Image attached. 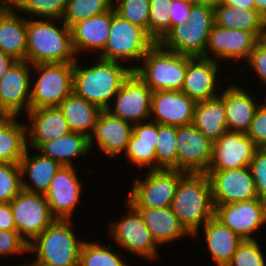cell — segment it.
<instances>
[{"label":"cell","instance_id":"obj_53","mask_svg":"<svg viewBox=\"0 0 266 266\" xmlns=\"http://www.w3.org/2000/svg\"><path fill=\"white\" fill-rule=\"evenodd\" d=\"M255 10L266 20V0H254Z\"/></svg>","mask_w":266,"mask_h":266},{"label":"cell","instance_id":"obj_4","mask_svg":"<svg viewBox=\"0 0 266 266\" xmlns=\"http://www.w3.org/2000/svg\"><path fill=\"white\" fill-rule=\"evenodd\" d=\"M70 225L71 220L56 219L29 242L28 250L37 251L32 266H79L84 241L77 240Z\"/></svg>","mask_w":266,"mask_h":266},{"label":"cell","instance_id":"obj_49","mask_svg":"<svg viewBox=\"0 0 266 266\" xmlns=\"http://www.w3.org/2000/svg\"><path fill=\"white\" fill-rule=\"evenodd\" d=\"M192 3L190 1L171 0L170 19L171 28L184 23L190 14Z\"/></svg>","mask_w":266,"mask_h":266},{"label":"cell","instance_id":"obj_30","mask_svg":"<svg viewBox=\"0 0 266 266\" xmlns=\"http://www.w3.org/2000/svg\"><path fill=\"white\" fill-rule=\"evenodd\" d=\"M192 124L212 142L228 131L224 98L220 95L197 102Z\"/></svg>","mask_w":266,"mask_h":266},{"label":"cell","instance_id":"obj_46","mask_svg":"<svg viewBox=\"0 0 266 266\" xmlns=\"http://www.w3.org/2000/svg\"><path fill=\"white\" fill-rule=\"evenodd\" d=\"M258 148L266 147V103L258 106L246 133Z\"/></svg>","mask_w":266,"mask_h":266},{"label":"cell","instance_id":"obj_51","mask_svg":"<svg viewBox=\"0 0 266 266\" xmlns=\"http://www.w3.org/2000/svg\"><path fill=\"white\" fill-rule=\"evenodd\" d=\"M220 3L231 5L239 9H255L254 0H221Z\"/></svg>","mask_w":266,"mask_h":266},{"label":"cell","instance_id":"obj_11","mask_svg":"<svg viewBox=\"0 0 266 266\" xmlns=\"http://www.w3.org/2000/svg\"><path fill=\"white\" fill-rule=\"evenodd\" d=\"M177 170L206 173L213 155V142L193 124L177 126Z\"/></svg>","mask_w":266,"mask_h":266},{"label":"cell","instance_id":"obj_22","mask_svg":"<svg viewBox=\"0 0 266 266\" xmlns=\"http://www.w3.org/2000/svg\"><path fill=\"white\" fill-rule=\"evenodd\" d=\"M27 113L33 123L31 126H26V134L31 137L29 143L34 149H37L42 143L71 132L63 112L58 106L29 109Z\"/></svg>","mask_w":266,"mask_h":266},{"label":"cell","instance_id":"obj_2","mask_svg":"<svg viewBox=\"0 0 266 266\" xmlns=\"http://www.w3.org/2000/svg\"><path fill=\"white\" fill-rule=\"evenodd\" d=\"M97 61L96 65L84 69L74 62L73 92L106 110L133 67H122L117 61L99 57Z\"/></svg>","mask_w":266,"mask_h":266},{"label":"cell","instance_id":"obj_12","mask_svg":"<svg viewBox=\"0 0 266 266\" xmlns=\"http://www.w3.org/2000/svg\"><path fill=\"white\" fill-rule=\"evenodd\" d=\"M214 207V217L243 240H254L251 234L266 222V200L261 198Z\"/></svg>","mask_w":266,"mask_h":266},{"label":"cell","instance_id":"obj_26","mask_svg":"<svg viewBox=\"0 0 266 266\" xmlns=\"http://www.w3.org/2000/svg\"><path fill=\"white\" fill-rule=\"evenodd\" d=\"M9 6L0 12V49L16 61H26L27 20L20 19Z\"/></svg>","mask_w":266,"mask_h":266},{"label":"cell","instance_id":"obj_13","mask_svg":"<svg viewBox=\"0 0 266 266\" xmlns=\"http://www.w3.org/2000/svg\"><path fill=\"white\" fill-rule=\"evenodd\" d=\"M152 93L136 72L132 71L115 95V109L112 111L108 107L106 110L131 124L140 123L151 116Z\"/></svg>","mask_w":266,"mask_h":266},{"label":"cell","instance_id":"obj_18","mask_svg":"<svg viewBox=\"0 0 266 266\" xmlns=\"http://www.w3.org/2000/svg\"><path fill=\"white\" fill-rule=\"evenodd\" d=\"M197 102L182 91H154L150 114L158 124L185 126L192 124Z\"/></svg>","mask_w":266,"mask_h":266},{"label":"cell","instance_id":"obj_35","mask_svg":"<svg viewBox=\"0 0 266 266\" xmlns=\"http://www.w3.org/2000/svg\"><path fill=\"white\" fill-rule=\"evenodd\" d=\"M15 118L0 131V163L18 164L28 146L27 125L17 123Z\"/></svg>","mask_w":266,"mask_h":266},{"label":"cell","instance_id":"obj_42","mask_svg":"<svg viewBox=\"0 0 266 266\" xmlns=\"http://www.w3.org/2000/svg\"><path fill=\"white\" fill-rule=\"evenodd\" d=\"M115 11L123 19L144 28L148 33L150 0H118Z\"/></svg>","mask_w":266,"mask_h":266},{"label":"cell","instance_id":"obj_36","mask_svg":"<svg viewBox=\"0 0 266 266\" xmlns=\"http://www.w3.org/2000/svg\"><path fill=\"white\" fill-rule=\"evenodd\" d=\"M177 126L158 124L157 136V170H177V147H176Z\"/></svg>","mask_w":266,"mask_h":266},{"label":"cell","instance_id":"obj_43","mask_svg":"<svg viewBox=\"0 0 266 266\" xmlns=\"http://www.w3.org/2000/svg\"><path fill=\"white\" fill-rule=\"evenodd\" d=\"M259 246L255 239L243 240L227 266H266Z\"/></svg>","mask_w":266,"mask_h":266},{"label":"cell","instance_id":"obj_33","mask_svg":"<svg viewBox=\"0 0 266 266\" xmlns=\"http://www.w3.org/2000/svg\"><path fill=\"white\" fill-rule=\"evenodd\" d=\"M58 107L63 112L71 132L84 134L88 138L91 137L102 111L100 107L77 96L74 92L69 94Z\"/></svg>","mask_w":266,"mask_h":266},{"label":"cell","instance_id":"obj_1","mask_svg":"<svg viewBox=\"0 0 266 266\" xmlns=\"http://www.w3.org/2000/svg\"><path fill=\"white\" fill-rule=\"evenodd\" d=\"M171 208L184 228L196 237L200 225L214 216L209 176L206 173H186L179 180Z\"/></svg>","mask_w":266,"mask_h":266},{"label":"cell","instance_id":"obj_20","mask_svg":"<svg viewBox=\"0 0 266 266\" xmlns=\"http://www.w3.org/2000/svg\"><path fill=\"white\" fill-rule=\"evenodd\" d=\"M132 133L133 125L130 122L102 110L89 137V147L92 148L93 140L96 138L99 150L110 157H116L126 150Z\"/></svg>","mask_w":266,"mask_h":266},{"label":"cell","instance_id":"obj_8","mask_svg":"<svg viewBox=\"0 0 266 266\" xmlns=\"http://www.w3.org/2000/svg\"><path fill=\"white\" fill-rule=\"evenodd\" d=\"M186 172L176 169L149 170L145 181L135 180L128 202L135 208L170 207L179 180Z\"/></svg>","mask_w":266,"mask_h":266},{"label":"cell","instance_id":"obj_44","mask_svg":"<svg viewBox=\"0 0 266 266\" xmlns=\"http://www.w3.org/2000/svg\"><path fill=\"white\" fill-rule=\"evenodd\" d=\"M249 167L258 197L266 200V147L256 149Z\"/></svg>","mask_w":266,"mask_h":266},{"label":"cell","instance_id":"obj_25","mask_svg":"<svg viewBox=\"0 0 266 266\" xmlns=\"http://www.w3.org/2000/svg\"><path fill=\"white\" fill-rule=\"evenodd\" d=\"M224 98L228 131L247 133L259 105L241 87L232 85L221 94Z\"/></svg>","mask_w":266,"mask_h":266},{"label":"cell","instance_id":"obj_9","mask_svg":"<svg viewBox=\"0 0 266 266\" xmlns=\"http://www.w3.org/2000/svg\"><path fill=\"white\" fill-rule=\"evenodd\" d=\"M10 206L16 230L27 243L40 235L56 220L50 212L44 194L22 190L12 199ZM24 236H27V239Z\"/></svg>","mask_w":266,"mask_h":266},{"label":"cell","instance_id":"obj_14","mask_svg":"<svg viewBox=\"0 0 266 266\" xmlns=\"http://www.w3.org/2000/svg\"><path fill=\"white\" fill-rule=\"evenodd\" d=\"M128 216L112 224L110 232L119 246L137 255L155 258L158 245L144 223L141 213L128 202Z\"/></svg>","mask_w":266,"mask_h":266},{"label":"cell","instance_id":"obj_56","mask_svg":"<svg viewBox=\"0 0 266 266\" xmlns=\"http://www.w3.org/2000/svg\"><path fill=\"white\" fill-rule=\"evenodd\" d=\"M0 3V12H2L9 6L8 4H10V0H1Z\"/></svg>","mask_w":266,"mask_h":266},{"label":"cell","instance_id":"obj_28","mask_svg":"<svg viewBox=\"0 0 266 266\" xmlns=\"http://www.w3.org/2000/svg\"><path fill=\"white\" fill-rule=\"evenodd\" d=\"M142 215L145 225L159 245L191 235L181 224L180 219L170 207L136 208Z\"/></svg>","mask_w":266,"mask_h":266},{"label":"cell","instance_id":"obj_55","mask_svg":"<svg viewBox=\"0 0 266 266\" xmlns=\"http://www.w3.org/2000/svg\"><path fill=\"white\" fill-rule=\"evenodd\" d=\"M15 116L8 113L0 115V131L14 118Z\"/></svg>","mask_w":266,"mask_h":266},{"label":"cell","instance_id":"obj_17","mask_svg":"<svg viewBox=\"0 0 266 266\" xmlns=\"http://www.w3.org/2000/svg\"><path fill=\"white\" fill-rule=\"evenodd\" d=\"M72 166H61L45 194L55 219L70 220L81 197L82 184Z\"/></svg>","mask_w":266,"mask_h":266},{"label":"cell","instance_id":"obj_40","mask_svg":"<svg viewBox=\"0 0 266 266\" xmlns=\"http://www.w3.org/2000/svg\"><path fill=\"white\" fill-rule=\"evenodd\" d=\"M171 0H150L148 34L158 43L171 29Z\"/></svg>","mask_w":266,"mask_h":266},{"label":"cell","instance_id":"obj_45","mask_svg":"<svg viewBox=\"0 0 266 266\" xmlns=\"http://www.w3.org/2000/svg\"><path fill=\"white\" fill-rule=\"evenodd\" d=\"M185 24L196 29H212L215 24L214 8L207 5L192 4Z\"/></svg>","mask_w":266,"mask_h":266},{"label":"cell","instance_id":"obj_32","mask_svg":"<svg viewBox=\"0 0 266 266\" xmlns=\"http://www.w3.org/2000/svg\"><path fill=\"white\" fill-rule=\"evenodd\" d=\"M215 24L219 27L252 31L260 40L266 34V20L255 9H239L220 3L214 8Z\"/></svg>","mask_w":266,"mask_h":266},{"label":"cell","instance_id":"obj_48","mask_svg":"<svg viewBox=\"0 0 266 266\" xmlns=\"http://www.w3.org/2000/svg\"><path fill=\"white\" fill-rule=\"evenodd\" d=\"M248 63L266 84V40L261 39L251 51Z\"/></svg>","mask_w":266,"mask_h":266},{"label":"cell","instance_id":"obj_15","mask_svg":"<svg viewBox=\"0 0 266 266\" xmlns=\"http://www.w3.org/2000/svg\"><path fill=\"white\" fill-rule=\"evenodd\" d=\"M30 63L16 61L0 78V109L3 113L15 117L20 114L25 106V111L30 109Z\"/></svg>","mask_w":266,"mask_h":266},{"label":"cell","instance_id":"obj_47","mask_svg":"<svg viewBox=\"0 0 266 266\" xmlns=\"http://www.w3.org/2000/svg\"><path fill=\"white\" fill-rule=\"evenodd\" d=\"M27 241L18 231L0 230V254L7 255L10 253L29 252Z\"/></svg>","mask_w":266,"mask_h":266},{"label":"cell","instance_id":"obj_41","mask_svg":"<svg viewBox=\"0 0 266 266\" xmlns=\"http://www.w3.org/2000/svg\"><path fill=\"white\" fill-rule=\"evenodd\" d=\"M22 190L19 163H0V203H10Z\"/></svg>","mask_w":266,"mask_h":266},{"label":"cell","instance_id":"obj_23","mask_svg":"<svg viewBox=\"0 0 266 266\" xmlns=\"http://www.w3.org/2000/svg\"><path fill=\"white\" fill-rule=\"evenodd\" d=\"M112 8L102 14L77 22L71 27L72 44L76 55L80 50L103 51L110 33Z\"/></svg>","mask_w":266,"mask_h":266},{"label":"cell","instance_id":"obj_38","mask_svg":"<svg viewBox=\"0 0 266 266\" xmlns=\"http://www.w3.org/2000/svg\"><path fill=\"white\" fill-rule=\"evenodd\" d=\"M110 248L111 245L103 247L98 243L83 242L79 266H127L125 261Z\"/></svg>","mask_w":266,"mask_h":266},{"label":"cell","instance_id":"obj_16","mask_svg":"<svg viewBox=\"0 0 266 266\" xmlns=\"http://www.w3.org/2000/svg\"><path fill=\"white\" fill-rule=\"evenodd\" d=\"M258 147L242 132H225L213 142L212 161L208 170H229L250 165Z\"/></svg>","mask_w":266,"mask_h":266},{"label":"cell","instance_id":"obj_21","mask_svg":"<svg viewBox=\"0 0 266 266\" xmlns=\"http://www.w3.org/2000/svg\"><path fill=\"white\" fill-rule=\"evenodd\" d=\"M217 60L187 55V71L181 91L196 102L215 98Z\"/></svg>","mask_w":266,"mask_h":266},{"label":"cell","instance_id":"obj_50","mask_svg":"<svg viewBox=\"0 0 266 266\" xmlns=\"http://www.w3.org/2000/svg\"><path fill=\"white\" fill-rule=\"evenodd\" d=\"M0 230L17 231L10 203H0Z\"/></svg>","mask_w":266,"mask_h":266},{"label":"cell","instance_id":"obj_24","mask_svg":"<svg viewBox=\"0 0 266 266\" xmlns=\"http://www.w3.org/2000/svg\"><path fill=\"white\" fill-rule=\"evenodd\" d=\"M157 136L158 123L150 120L146 124H133V133L125 150L126 157L139 167L144 165L150 166V170H157Z\"/></svg>","mask_w":266,"mask_h":266},{"label":"cell","instance_id":"obj_39","mask_svg":"<svg viewBox=\"0 0 266 266\" xmlns=\"http://www.w3.org/2000/svg\"><path fill=\"white\" fill-rule=\"evenodd\" d=\"M10 4L26 13L60 20L65 13L67 0H10Z\"/></svg>","mask_w":266,"mask_h":266},{"label":"cell","instance_id":"obj_29","mask_svg":"<svg viewBox=\"0 0 266 266\" xmlns=\"http://www.w3.org/2000/svg\"><path fill=\"white\" fill-rule=\"evenodd\" d=\"M204 231L216 266H227L243 239L214 216L204 224Z\"/></svg>","mask_w":266,"mask_h":266},{"label":"cell","instance_id":"obj_31","mask_svg":"<svg viewBox=\"0 0 266 266\" xmlns=\"http://www.w3.org/2000/svg\"><path fill=\"white\" fill-rule=\"evenodd\" d=\"M28 147L26 148L21 161L19 162L21 175H22V189L28 192L46 194L48 191L49 185L60 169L61 165L52 160L50 157H46L40 153L29 158ZM30 176L32 186L24 181L23 176ZM36 188V189H35Z\"/></svg>","mask_w":266,"mask_h":266},{"label":"cell","instance_id":"obj_34","mask_svg":"<svg viewBox=\"0 0 266 266\" xmlns=\"http://www.w3.org/2000/svg\"><path fill=\"white\" fill-rule=\"evenodd\" d=\"M37 151L58 162L61 166H72L71 158L88 154L89 138L81 133L70 132L65 136L42 143Z\"/></svg>","mask_w":266,"mask_h":266},{"label":"cell","instance_id":"obj_6","mask_svg":"<svg viewBox=\"0 0 266 266\" xmlns=\"http://www.w3.org/2000/svg\"><path fill=\"white\" fill-rule=\"evenodd\" d=\"M155 43L144 28L123 19L113 6L109 37L98 57L117 62L140 60Z\"/></svg>","mask_w":266,"mask_h":266},{"label":"cell","instance_id":"obj_37","mask_svg":"<svg viewBox=\"0 0 266 266\" xmlns=\"http://www.w3.org/2000/svg\"><path fill=\"white\" fill-rule=\"evenodd\" d=\"M112 3V0H67L63 22L71 28L79 21L110 10Z\"/></svg>","mask_w":266,"mask_h":266},{"label":"cell","instance_id":"obj_27","mask_svg":"<svg viewBox=\"0 0 266 266\" xmlns=\"http://www.w3.org/2000/svg\"><path fill=\"white\" fill-rule=\"evenodd\" d=\"M211 29H196L184 23L173 26L158 42L162 47L192 57L205 56Z\"/></svg>","mask_w":266,"mask_h":266},{"label":"cell","instance_id":"obj_54","mask_svg":"<svg viewBox=\"0 0 266 266\" xmlns=\"http://www.w3.org/2000/svg\"><path fill=\"white\" fill-rule=\"evenodd\" d=\"M221 0H190L192 4L207 5L212 8L217 7Z\"/></svg>","mask_w":266,"mask_h":266},{"label":"cell","instance_id":"obj_52","mask_svg":"<svg viewBox=\"0 0 266 266\" xmlns=\"http://www.w3.org/2000/svg\"><path fill=\"white\" fill-rule=\"evenodd\" d=\"M16 60L9 56L8 54L4 53L0 49V78L4 75L7 69L12 66Z\"/></svg>","mask_w":266,"mask_h":266},{"label":"cell","instance_id":"obj_10","mask_svg":"<svg viewBox=\"0 0 266 266\" xmlns=\"http://www.w3.org/2000/svg\"><path fill=\"white\" fill-rule=\"evenodd\" d=\"M214 205L259 198L249 166L229 170H207Z\"/></svg>","mask_w":266,"mask_h":266},{"label":"cell","instance_id":"obj_19","mask_svg":"<svg viewBox=\"0 0 266 266\" xmlns=\"http://www.w3.org/2000/svg\"><path fill=\"white\" fill-rule=\"evenodd\" d=\"M260 39L252 32L213 25L208 36L205 58H210L208 50L218 59H246Z\"/></svg>","mask_w":266,"mask_h":266},{"label":"cell","instance_id":"obj_3","mask_svg":"<svg viewBox=\"0 0 266 266\" xmlns=\"http://www.w3.org/2000/svg\"><path fill=\"white\" fill-rule=\"evenodd\" d=\"M52 19H27L26 61L30 65L38 63H74L75 51L72 33L64 22L62 28L53 24Z\"/></svg>","mask_w":266,"mask_h":266},{"label":"cell","instance_id":"obj_5","mask_svg":"<svg viewBox=\"0 0 266 266\" xmlns=\"http://www.w3.org/2000/svg\"><path fill=\"white\" fill-rule=\"evenodd\" d=\"M142 61L144 65L133 67V71L153 92L181 91L187 71V55L170 51L155 43Z\"/></svg>","mask_w":266,"mask_h":266},{"label":"cell","instance_id":"obj_7","mask_svg":"<svg viewBox=\"0 0 266 266\" xmlns=\"http://www.w3.org/2000/svg\"><path fill=\"white\" fill-rule=\"evenodd\" d=\"M40 77L31 88L30 109L59 106L73 92L74 63H38Z\"/></svg>","mask_w":266,"mask_h":266}]
</instances>
